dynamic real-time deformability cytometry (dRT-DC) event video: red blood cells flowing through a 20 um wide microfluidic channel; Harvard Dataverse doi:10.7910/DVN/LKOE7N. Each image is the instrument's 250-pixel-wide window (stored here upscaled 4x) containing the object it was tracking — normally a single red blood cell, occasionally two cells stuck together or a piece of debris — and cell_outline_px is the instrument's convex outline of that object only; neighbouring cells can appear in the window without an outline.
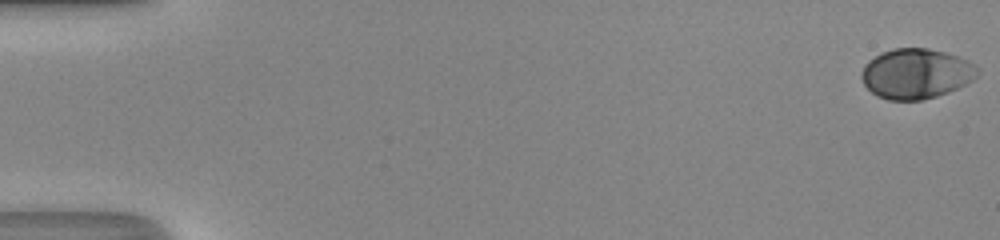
{"species": "human", "species_latin": "Homo sapiens", "temperature_condition": "room temperature", "stored_images_in_passage": 50, "camera_frame_rate_fps": 3000, "um_per_image_px": 0.085, "donor": {"sex": "male"}, "frame": {"image": 1, "passage_image": 1, "time_ms": 0.0, "image_size_px": [1000, 240], "cell_outline_px": [[980, 72], [972, 80], [956, 88], [936, 96], [920, 100], [888, 100], [876, 96], [864, 84], [860, 76], [860, 72], [864, 64], [868, 60], [880, 52], [892, 48], [928, 48], [944, 52], [968, 60], [980, 68]], "centroid_in_image_um": [77.83, 6.25], "position_along_channel_um": 7.2, "area_um2": 33.99}}
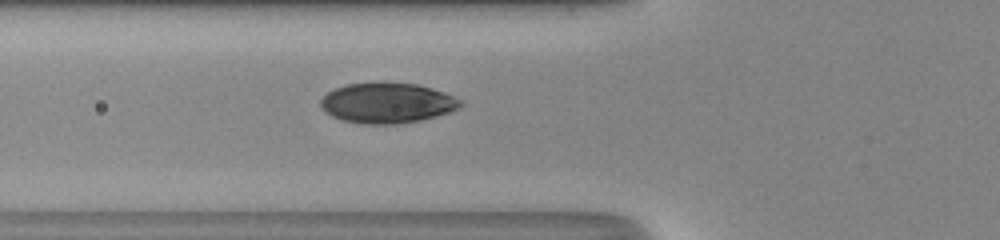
{"frame": {"image": 2, "passage_image": 20, "time_ms": 6.333, "image_size_px": [1000, 240], "cell_outline_px": [[464, 104], [460, 108], [436, 116], [420, 120], [396, 124], [364, 124], [344, 120], [332, 116], [324, 112], [320, 108], [320, 100], [328, 92], [344, 84], [372, 80], [384, 80], [416, 84], [432, 88], [444, 92], [460, 100]], "centroid_in_image_um": [32.87, 8.71], "position_along_channel_um": 92.9, "area_um2": 33.58}}
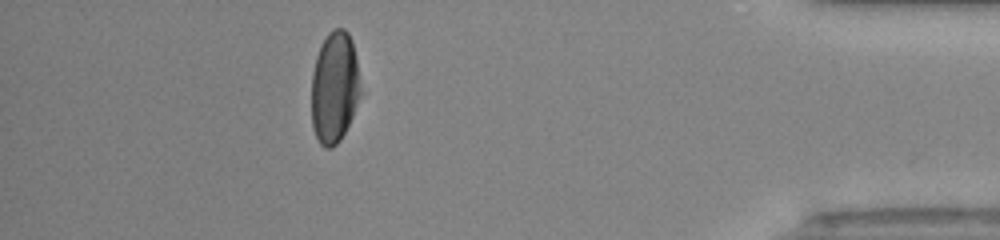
{"frame": {"image": 3, "passage_image": 45, "time_ms": 14.667, "image_size_px": [1000, 240], "cell_outline_px": [[360, 92], [352, 116], [340, 140], [332, 148], [324, 148], [320, 144], [312, 128], [312, 72], [316, 56], [320, 44], [328, 32], [332, 28], [344, 28], [348, 32], [352, 40], [356, 60], [360, 88]], "centroid_in_image_um": [28.4, 7.4], "position_along_channel_um": 406.8, "area_um2": 31.79}, "authors_computed_cell_mechanics": {"area_um2": 33.5818, "velocity_mm_per_s": 4.3257, "shape_relaxation_time_tau1_ms": 3.0741, "shape_relaxation_time_tau2_ms": null, "deformation_change_tau1": 0.1667, "deformation_change_tau2": null}}